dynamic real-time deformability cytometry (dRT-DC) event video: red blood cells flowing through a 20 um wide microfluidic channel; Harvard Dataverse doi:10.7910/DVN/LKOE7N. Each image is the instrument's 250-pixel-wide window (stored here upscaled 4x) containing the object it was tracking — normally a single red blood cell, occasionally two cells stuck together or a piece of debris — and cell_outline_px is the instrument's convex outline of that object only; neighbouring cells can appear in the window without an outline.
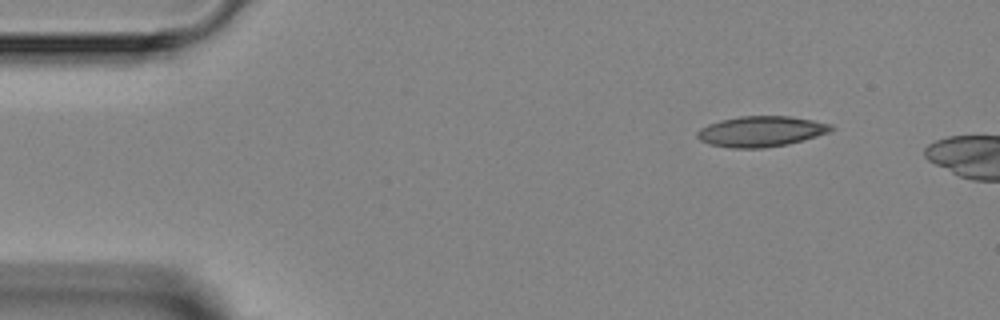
{"species": "Egyptian fruit bat (a non-hibernating species)", "species_latin": "Rousettus aegyptiacus", "temperature_condition": "room temperature", "stored_images_in_passage": 4, "camera_frame_rate_fps": 3000, "um_per_image_px": 0.085, "animal": {"sex": "female"}, "frame": {"image": 1, "passage_image": 1, "time_ms": 0.0, "image_size_px": [1000, 320], "cell_outline_px": [[836, 128], [828, 132], [804, 140], [788, 144], [764, 148], [732, 148], [708, 144], [700, 140], [696, 136], [696, 132], [700, 128], [708, 124], [720, 120], [740, 116], [788, 116], [812, 120], [832, 124]], "centroid_in_image_um": [64.67, 11.17], "position_along_channel_um": 20.3, "area_um2": 23.93}}